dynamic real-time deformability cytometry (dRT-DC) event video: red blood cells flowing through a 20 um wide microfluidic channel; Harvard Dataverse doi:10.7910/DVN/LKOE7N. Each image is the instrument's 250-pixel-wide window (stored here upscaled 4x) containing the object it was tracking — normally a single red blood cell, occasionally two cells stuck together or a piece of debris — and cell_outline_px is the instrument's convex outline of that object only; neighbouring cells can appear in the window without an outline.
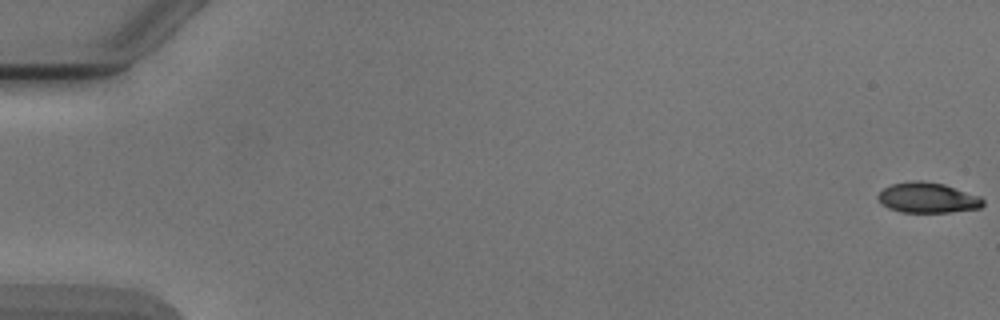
{"species": "Egyptian fruit bat (a non-hibernating species)", "species_latin": "Rousettus aegyptiacus", "temperature_condition": "cold", "stored_images_in_passage": 7, "camera_frame_rate_fps": 3000, "um_per_image_px": 0.085, "animal": {"sex": "male"}, "frame": {"image": 1, "passage_image": 1, "time_ms": 0.0, "image_size_px": [1000, 320], "cell_outline_px": [[984, 204], [980, 208], [948, 212], [900, 212], [888, 208], [880, 204], [876, 196], [884, 188], [892, 184], [912, 180], [924, 180], [944, 184], [980, 196], [984, 200]], "centroid_in_image_um": [78.83, 16.8], "position_along_channel_um": 6.2, "area_um2": 18.73}}
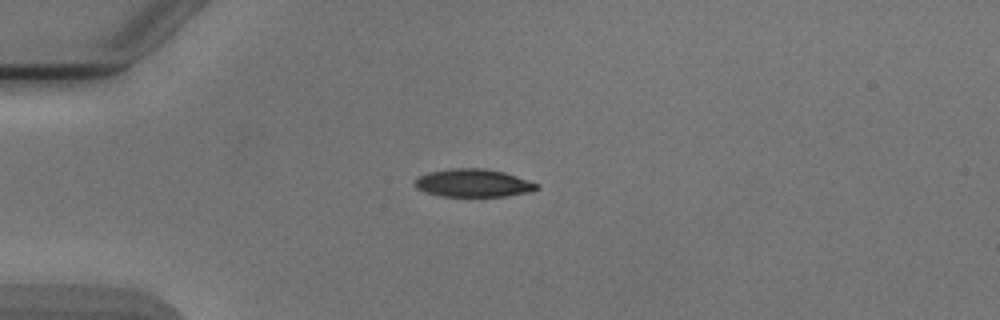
{"frame": {"image": 2, "passage_image": 5, "time_ms": 4.667, "image_size_px": [1000, 320], "cell_outline_px": [[540, 188], [528, 192], [504, 196], [440, 196], [416, 188], [412, 184], [420, 176], [428, 172], [452, 168], [484, 168], [504, 172], [540, 184]], "centroid_in_image_um": [40.23, 15.55], "position_along_channel_um": 44.8, "area_um2": 19.77}}
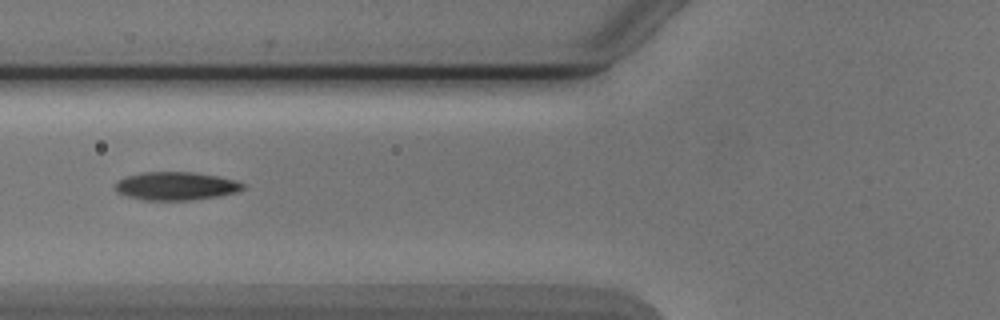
{"frame": {"image": 3, "passage_image": 7, "time_ms": 7.0, "image_size_px": [1000, 320], "cell_outline_px": [[244, 188], [236, 192], [220, 196], [192, 200], [144, 200], [128, 196], [116, 192], [116, 184], [120, 180], [128, 176], [144, 172], [196, 172], [236, 180], [244, 184]], "centroid_in_image_um": [14.99, 15.81], "position_along_channel_um": 110.8, "area_um2": 20.87}}